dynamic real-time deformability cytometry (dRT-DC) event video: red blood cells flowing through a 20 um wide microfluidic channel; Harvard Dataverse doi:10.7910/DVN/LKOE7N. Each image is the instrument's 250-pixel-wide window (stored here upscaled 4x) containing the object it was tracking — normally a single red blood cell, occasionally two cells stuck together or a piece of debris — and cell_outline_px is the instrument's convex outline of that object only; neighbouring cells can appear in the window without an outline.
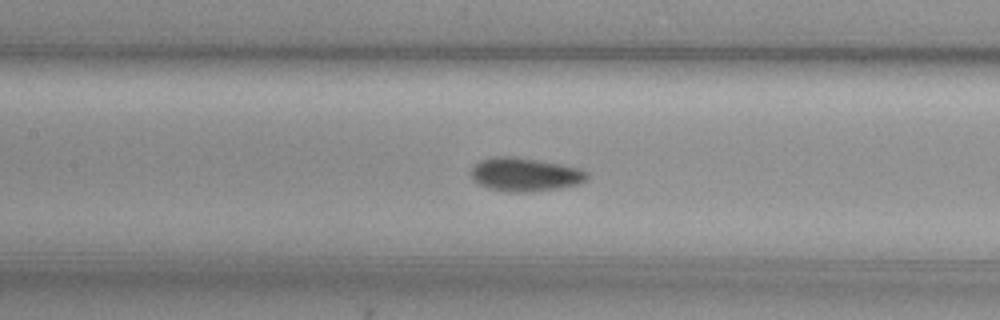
{"species": "common noctule bat (a hibernating species)", "species_latin": "Nyctalus noctula", "temperature_condition": "cold", "stored_images_in_passage": 47, "camera_frame_rate_fps": 3000, "um_per_image_px": 0.085, "animal": {"sex": "female", "body_mass_g": 29.2, "forearm_length_mm": 56.3}, "frame": {"image": 1, "passage_image": 22, "time_ms": 7.0, "image_size_px": [1000, 320], "cell_outline_px": [[588, 180], [580, 184], [560, 188], [528, 192], [508, 192], [488, 188], [472, 180], [468, 172], [472, 164], [480, 160], [492, 156], [516, 156], [560, 164], [580, 168], [588, 172]], "centroid_in_image_um": [44.58, 14.82], "position_along_channel_um": 162.8, "area_um2": 23.24}}
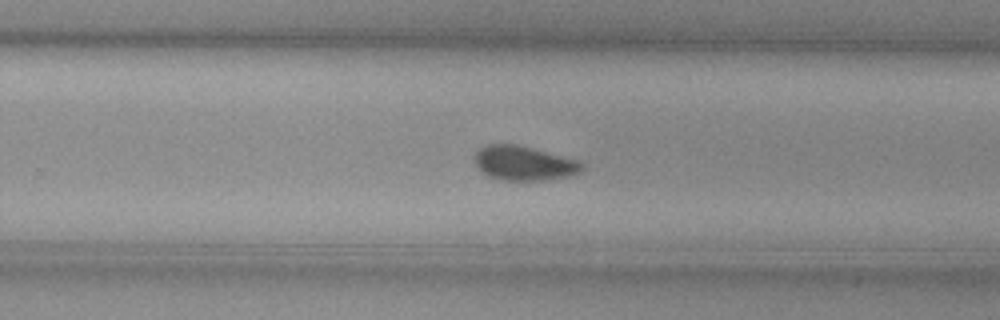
{"frame": {"image": 2, "passage_image": 32, "time_ms": 10.333, "image_size_px": [1000, 320], "cell_outline_px": [[584, 168], [580, 172], [568, 176], [548, 180], [500, 180], [488, 176], [480, 172], [476, 168], [472, 156], [484, 144], [516, 144], [580, 160], [584, 164]], "centroid_in_image_um": [44.49, 13.87], "position_along_channel_um": 285.3, "area_um2": 21.96}}
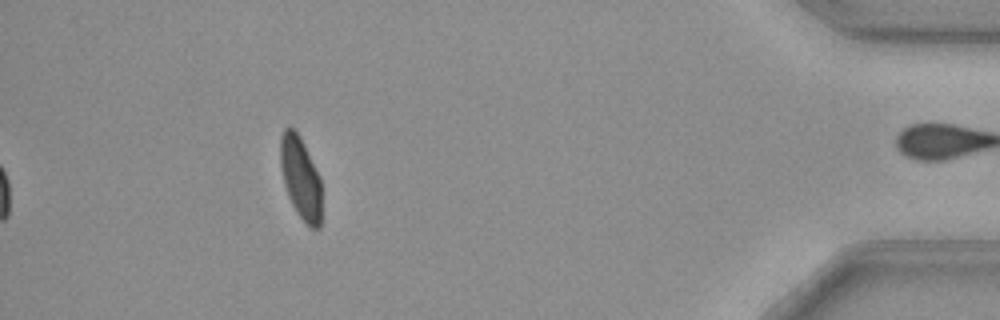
{"frame": {"image": 3, "passage_image": 47, "time_ms": 15.333, "image_size_px": [1000, 320], "cell_outline_px": [[320, 228], [308, 228], [292, 204], [288, 196], [284, 184], [280, 164], [280, 136], [284, 128], [292, 128], [300, 136], [320, 176]], "centroid_in_image_um": [25.54, 15.11], "position_along_channel_um": 409.7, "area_um2": 19.65}, "authors_computed_cell_mechanics": {"area_um2": 21.8484, "velocity_mm_per_s": 3.6977, "shape_relaxation_time_tau1_ms": null, "shape_relaxation_time_tau2_ms": 5.1186, "deformation_change_tau1": null, "deformation_change_tau2": 0.0636}}